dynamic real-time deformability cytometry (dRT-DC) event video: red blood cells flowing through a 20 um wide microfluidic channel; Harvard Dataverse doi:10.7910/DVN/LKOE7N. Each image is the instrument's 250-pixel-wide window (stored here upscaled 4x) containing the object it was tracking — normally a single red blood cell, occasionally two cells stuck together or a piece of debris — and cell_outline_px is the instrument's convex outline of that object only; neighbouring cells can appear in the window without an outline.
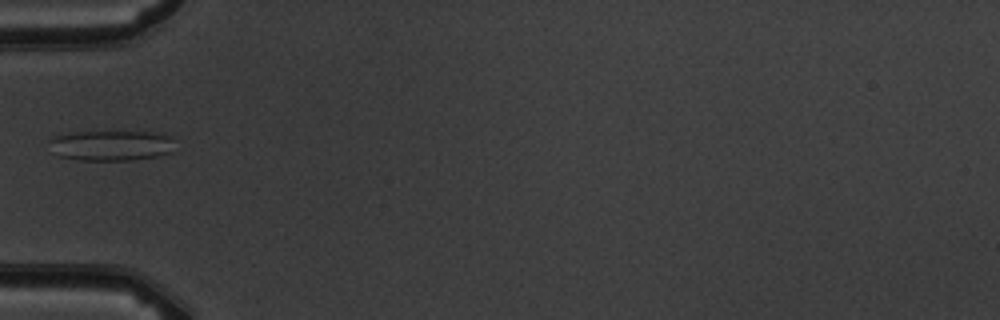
{"species": "common noctule bat (a hibernating species)", "species_latin": "Nyctalus noctula", "temperature_condition": "warm", "stored_images_in_passage": 2, "camera_frame_rate_fps": 3000, "um_per_image_px": 0.085, "animal": {"sex": "male", "body_mass_g": 19.5, "forearm_length_mm": 54.6}, "frame": {"image": 1, "passage_image": 1, "time_ms": 0.0, "image_size_px": [1000, 320], "cell_outline_px": [[172, 152], [156, 156], [132, 160], [76, 160], [60, 156], [48, 140], [56, 136], [72, 132], [152, 132], [172, 136]], "centroid_in_image_um": [9.48, 12.36], "position_along_channel_um": 75.5, "area_um2": 21.91}}
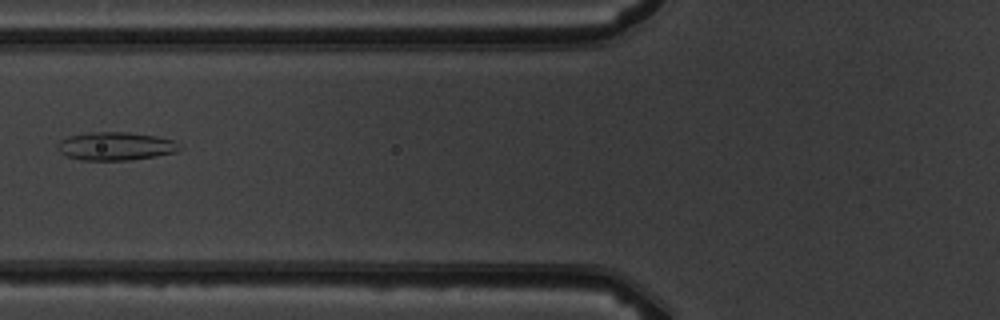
{"frame": {"image": 2, "passage_image": 2, "time_ms": 1.0, "image_size_px": [1000, 320], "cell_outline_px": [[184, 148], [176, 152], [156, 156], [132, 160], [80, 160], [68, 156], [60, 152], [56, 148], [56, 144], [60, 140], [68, 136], [88, 132], [128, 132], [156, 136], [172, 140]], "centroid_in_image_um": [9.81, 12.42], "position_along_channel_um": 116.0, "area_um2": 20.23}}